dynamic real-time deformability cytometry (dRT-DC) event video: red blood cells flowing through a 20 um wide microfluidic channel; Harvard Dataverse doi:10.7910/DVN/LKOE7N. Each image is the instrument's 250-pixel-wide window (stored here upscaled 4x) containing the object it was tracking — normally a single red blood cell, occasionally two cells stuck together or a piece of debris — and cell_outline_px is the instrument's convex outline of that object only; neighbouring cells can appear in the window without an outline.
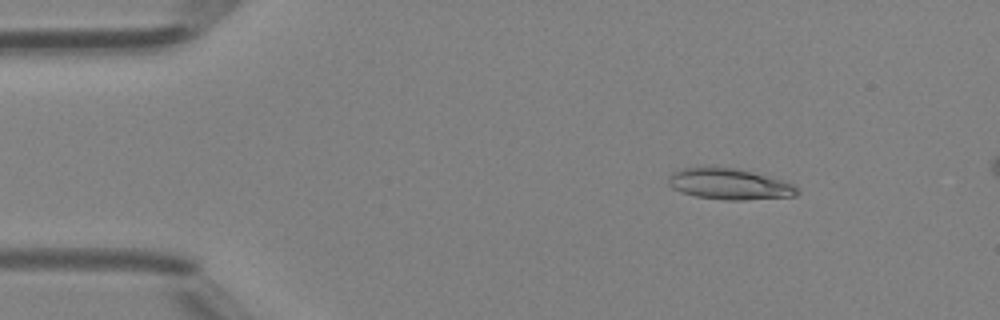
{"species": "Egyptian fruit bat (a non-hibernating species)", "species_latin": "Rousettus aegyptiacus", "temperature_condition": "room temperature", "stored_images_in_passage": 15, "camera_frame_rate_fps": 3000, "um_per_image_px": 0.085, "animal": {"sex": "female"}, "frame": {"image": 1, "passage_image": 7, "time_ms": 2.0, "image_size_px": [1000, 320], "cell_outline_px": [[800, 192], [796, 196], [744, 200], [724, 200], [696, 196], [680, 192], [672, 188], [668, 184], [668, 176], [672, 172], [684, 168], [712, 164], [752, 172], [768, 176], [792, 184], [800, 188]], "centroid_in_image_um": [61.95, 15.62], "position_along_channel_um": 23.0, "area_um2": 23.76}}